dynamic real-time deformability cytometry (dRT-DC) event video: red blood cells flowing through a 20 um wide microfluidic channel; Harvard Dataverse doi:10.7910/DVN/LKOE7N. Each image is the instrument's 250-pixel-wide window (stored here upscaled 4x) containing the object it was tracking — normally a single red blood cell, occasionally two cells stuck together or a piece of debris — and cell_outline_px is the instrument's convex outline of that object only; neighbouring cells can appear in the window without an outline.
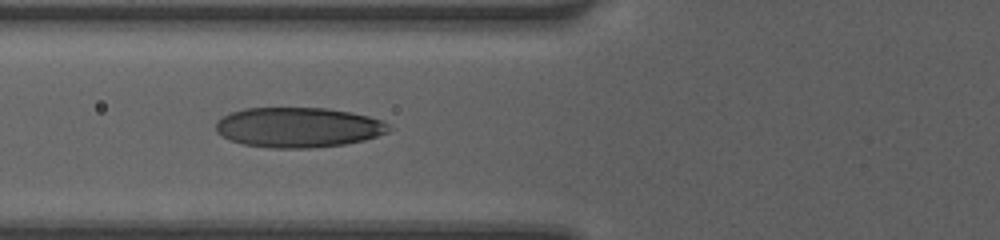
{"species": "human", "species_latin": "Homo sapiens", "temperature_condition": "room temperature", "stored_images_in_passage": 41, "camera_frame_rate_fps": 3000, "um_per_image_px": 0.085, "donor": {"sex": "female"}, "frame": {"image": 1, "passage_image": 16, "time_ms": 5.0, "image_size_px": [1000, 240], "cell_outline_px": [[392, 128], [388, 132], [364, 140], [344, 144], [312, 148], [268, 148], [244, 144], [232, 140], [216, 132], [216, 120], [232, 112], [244, 108], [328, 108], [368, 116], [380, 120], [388, 124]], "centroid_in_image_um": [25.35, 10.83], "position_along_channel_um": 100.5, "area_um2": 40.23}}
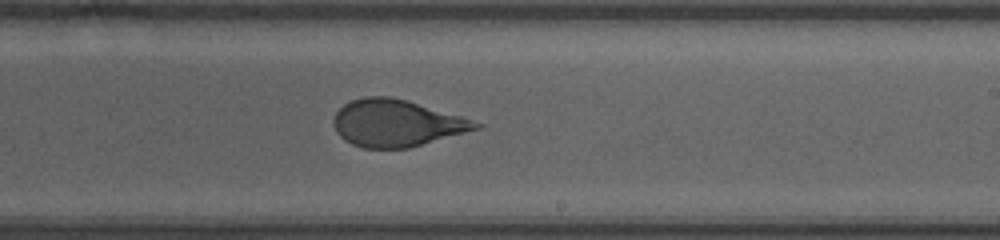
{"frame": {"image": 2, "passage_image": 26, "time_ms": 8.333, "image_size_px": [1000, 240], "cell_outline_px": [[484, 124], [480, 128], [408, 148], [364, 148], [352, 144], [344, 140], [336, 132], [332, 124], [332, 120], [336, 112], [344, 104], [352, 100], [364, 96], [388, 96], [404, 100], [460, 116]], "centroid_in_image_um": [33.64, 10.47], "position_along_channel_um": 255.4, "area_um2": 38.44}}
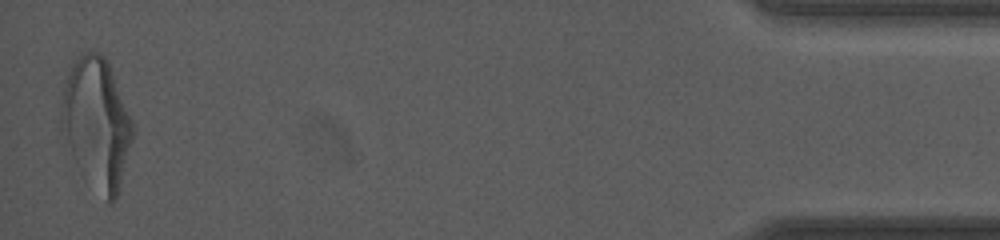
{"frame": {"image": 3, "passage_image": 41, "time_ms": 13.333, "image_size_px": [1000, 240], "cell_outline_px": [[132, 140], [120, 188], [116, 196], [108, 204], [60, 144], [60, 104], [64, 88], [72, 64], [84, 52], [100, 52], [108, 60], [132, 120]], "centroid_in_image_um": [8.16, 10.49], "position_along_channel_um": 427.0, "area_um2": 54.62}, "authors_computed_cell_mechanics": {"area_um2": 41.616, "velocity_mm_per_s": 4.2495, "shape_relaxation_time_tau1_ms": 3.5023, "shape_relaxation_time_tau2_ms": 0.846, "deformation_change_tau1": 0.1706, "deformation_change_tau2": 0.0756}}